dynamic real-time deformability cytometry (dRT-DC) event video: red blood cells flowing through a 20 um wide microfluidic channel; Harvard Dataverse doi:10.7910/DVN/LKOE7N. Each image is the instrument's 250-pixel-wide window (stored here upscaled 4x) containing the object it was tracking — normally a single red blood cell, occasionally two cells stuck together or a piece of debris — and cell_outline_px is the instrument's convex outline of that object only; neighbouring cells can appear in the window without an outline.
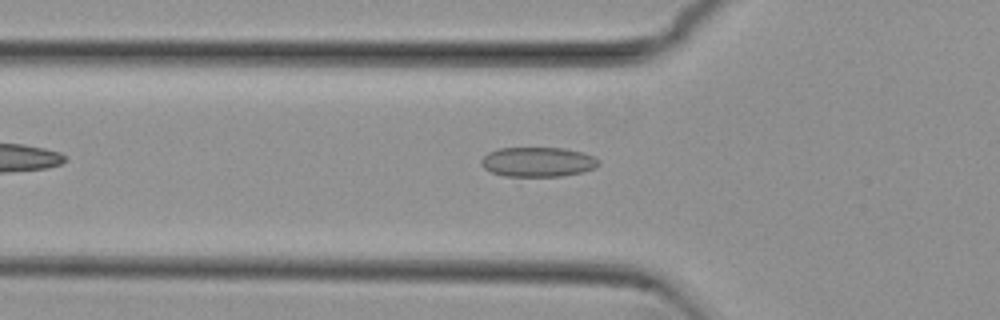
{"species": "common noctule bat (a hibernating species)", "species_latin": "Nyctalus noctula", "temperature_condition": "cold", "stored_images_in_passage": 37, "camera_frame_rate_fps": 3000, "um_per_image_px": 0.085, "animal": {"sex": "female", "body_mass_g": 29.2, "forearm_length_mm": 56.3}, "frame": {"image": 1, "passage_image": 5, "time_ms": 1.333, "image_size_px": [1000, 320], "cell_outline_px": [[600, 164], [596, 168], [580, 172], [560, 176], [504, 176], [492, 172], [484, 168], [480, 164], [480, 160], [488, 152], [500, 148], [564, 148], [580, 152], [592, 156], [600, 160]], "centroid_in_image_um": [45.7, 13.76], "position_along_channel_um": 80.1, "area_um2": 20.23}}
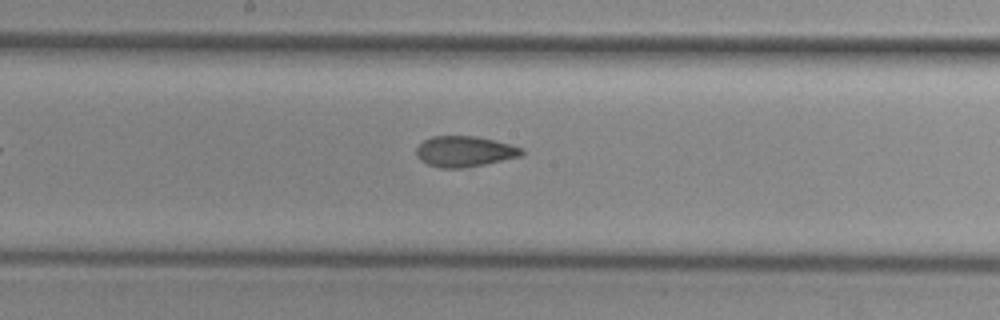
{"frame": {"image": 2, "passage_image": 15, "time_ms": 4.667, "image_size_px": [1000, 320], "cell_outline_px": [[524, 152], [520, 156], [484, 164], [464, 168], [440, 168], [428, 164], [420, 160], [416, 156], [416, 148], [424, 140], [432, 136], [476, 136], [508, 144], [520, 148]], "centroid_in_image_um": [39.43, 12.88], "position_along_channel_um": 208.8, "area_um2": 18.61}}
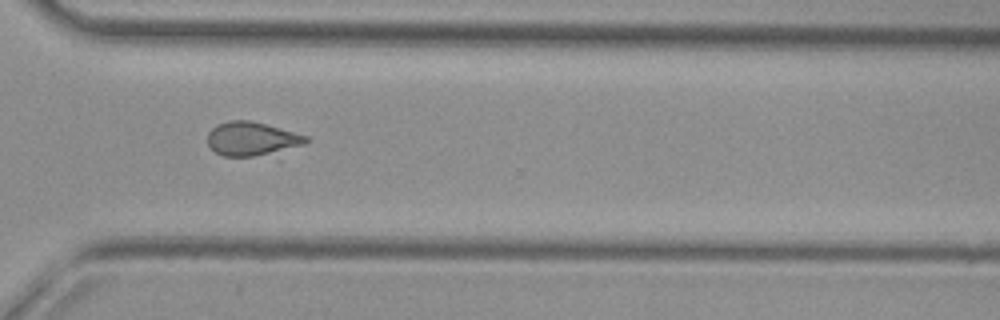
{"frame": {"image": 3, "passage_image": 26, "time_ms": 8.333, "image_size_px": [1000, 320], "cell_outline_px": [[308, 140], [304, 144], [252, 156], [224, 156], [216, 152], [208, 144], [208, 132], [216, 124], [228, 120], [252, 120], [308, 136]], "centroid_in_image_um": [21.34, 11.76], "position_along_channel_um": 349.3, "area_um2": 18.9}, "authors_computed_cell_mechanics": {"area_um2": 19.1318, "velocity_mm_per_s": 3.8326, "shape_relaxation_time_tau1_ms": null, "shape_relaxation_time_tau2_ms": 2.2951, "deformation_change_tau1": null, "deformation_change_tau2": 0.0734}}